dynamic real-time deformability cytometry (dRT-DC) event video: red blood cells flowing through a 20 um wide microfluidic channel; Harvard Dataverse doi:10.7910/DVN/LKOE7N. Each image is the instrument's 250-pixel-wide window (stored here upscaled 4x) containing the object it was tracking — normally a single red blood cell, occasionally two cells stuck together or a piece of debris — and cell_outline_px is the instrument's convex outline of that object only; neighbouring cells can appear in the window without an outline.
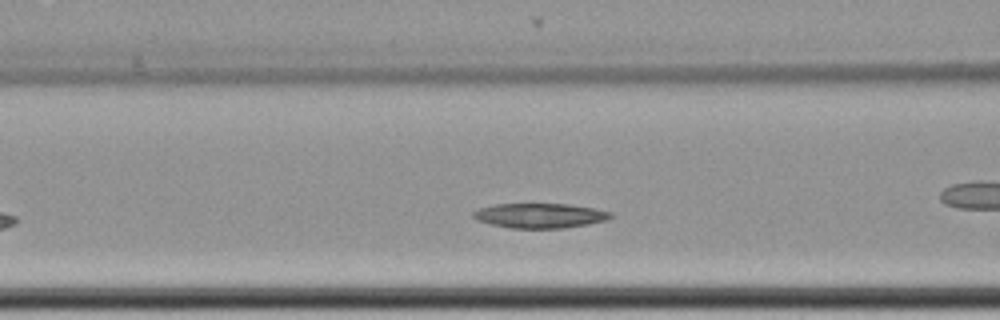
{"species": "common noctule bat (a hibernating species)", "species_latin": "Nyctalus noctula", "temperature_condition": "cold", "stored_images_in_passage": 31, "camera_frame_rate_fps": 3000, "um_per_image_px": 0.085, "animal": {"sex": "female", "body_mass_g": 22.7, "forearm_length_mm": 54.2}, "frame": {"image": 1, "passage_image": 9, "time_ms": 2.667, "image_size_px": [1000, 320], "cell_outline_px": [[612, 216], [608, 220], [588, 224], [564, 228], [508, 228], [476, 220], [472, 216], [472, 212], [480, 208], [492, 204], [568, 204], [596, 208], [612, 212]], "centroid_in_image_um": [45.9, 18.32], "position_along_channel_um": 120.7, "area_um2": 19.94}}
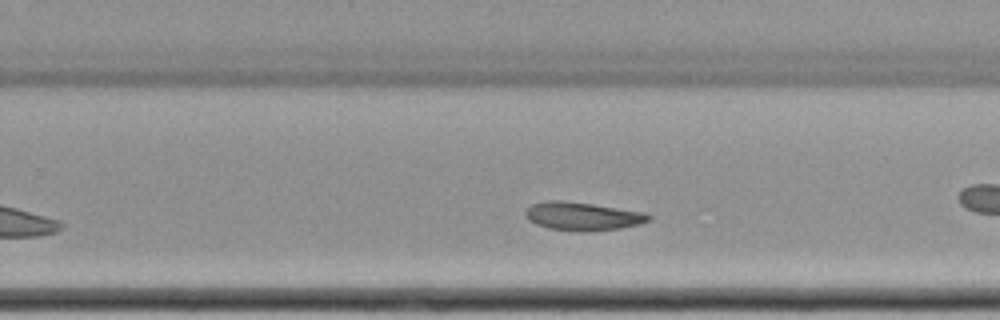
{"frame": {"image": 2, "passage_image": 23, "time_ms": 7.333, "image_size_px": [1000, 320], "cell_outline_px": [[652, 220], [640, 224], [620, 228], [548, 228], [536, 224], [528, 220], [524, 216], [524, 212], [532, 204], [544, 200], [564, 200], [592, 204], [640, 212], [652, 216]], "centroid_in_image_um": [49.46, 18.32], "position_along_channel_um": 280.3, "area_um2": 19.25}}
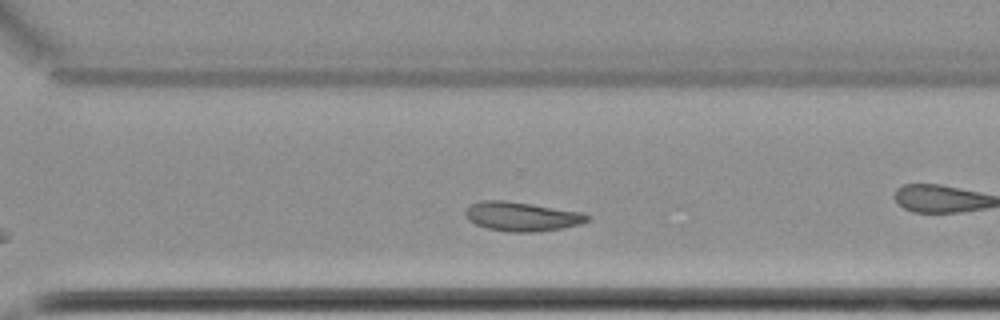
{"frame": {"image": 3, "passage_image": 27, "time_ms": 8.667, "image_size_px": [1000, 320], "cell_outline_px": [[588, 220], [580, 224], [564, 228], [536, 232], [512, 232], [488, 228], [476, 224], [468, 220], [464, 212], [472, 204], [480, 200], [504, 200], [532, 204], [580, 212], [588, 216]], "centroid_in_image_um": [44.33, 18.4], "position_along_channel_um": 326.3, "area_um2": 20.52}}